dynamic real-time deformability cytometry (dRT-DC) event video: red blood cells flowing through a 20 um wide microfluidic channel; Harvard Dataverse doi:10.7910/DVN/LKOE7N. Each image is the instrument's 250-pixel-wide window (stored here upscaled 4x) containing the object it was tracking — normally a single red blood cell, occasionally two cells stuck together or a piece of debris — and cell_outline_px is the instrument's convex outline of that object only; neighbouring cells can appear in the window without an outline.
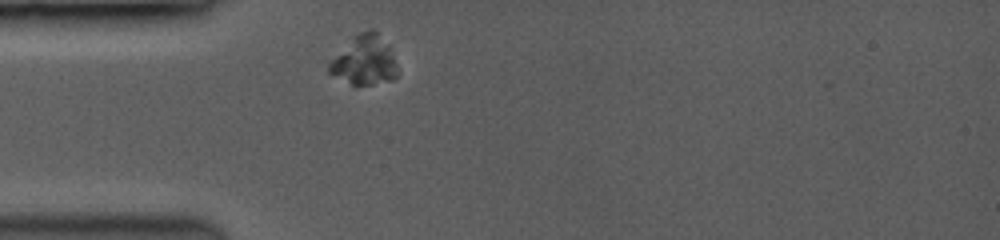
{"species": "common noctule bat (a hibernating species)", "species_latin": "Nyctalus noctula", "temperature_condition": "room temperature", "stored_images_in_passage": 35, "camera_frame_rate_fps": 3500, "um_per_image_px": 0.085, "animal": {"sex": "female", "body_mass_g": 19.0, "forearm_length_mm": 53.3}, "frame": {"image": 1, "passage_image": 1, "time_ms": 0.0, "image_size_px": [1000, 240], "cell_outline_px": [[396, 76], [392, 80], [372, 84], [352, 84], [328, 72], [328, 60], [352, 36], [368, 28], [376, 28], [388, 44], [396, 72]], "centroid_in_image_um": [30.91, 5.06], "position_along_channel_um": 54.1, "area_um2": 19.65}}